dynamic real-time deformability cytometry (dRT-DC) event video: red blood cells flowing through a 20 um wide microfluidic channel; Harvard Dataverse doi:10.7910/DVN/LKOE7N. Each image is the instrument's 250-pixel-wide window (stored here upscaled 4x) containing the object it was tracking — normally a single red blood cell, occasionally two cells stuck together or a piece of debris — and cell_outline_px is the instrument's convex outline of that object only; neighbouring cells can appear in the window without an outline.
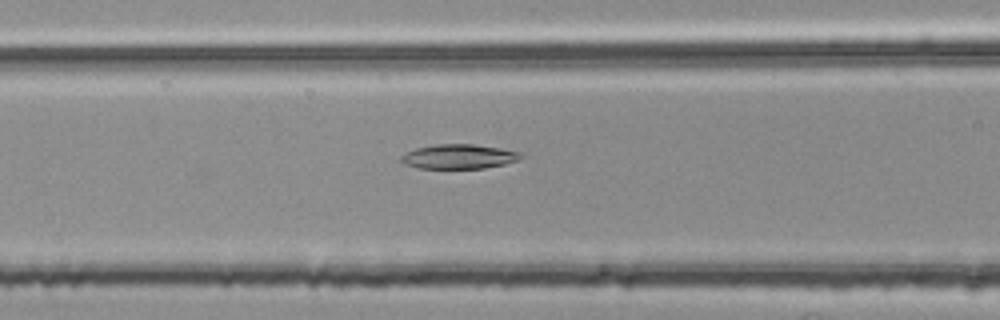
{"species": "common noctule bat (a hibernating species)", "species_latin": "Nyctalus noctula", "temperature_condition": "room temperature", "stored_images_in_passage": 38, "camera_frame_rate_fps": 3000, "um_per_image_px": 0.085, "animal": {"sex": "female", "body_mass_g": 25.1}, "frame": {"image": 1, "passage_image": 7, "time_ms": 2.0, "image_size_px": [1000, 320], "cell_outline_px": [[524, 156], [520, 160], [504, 164], [484, 168], [416, 168], [404, 164], [400, 160], [400, 156], [416, 148], [436, 144], [472, 144], [500, 148], [520, 152]], "centroid_in_image_um": [39.01, 13.31], "position_along_channel_um": 127.6, "area_um2": 17.11}}
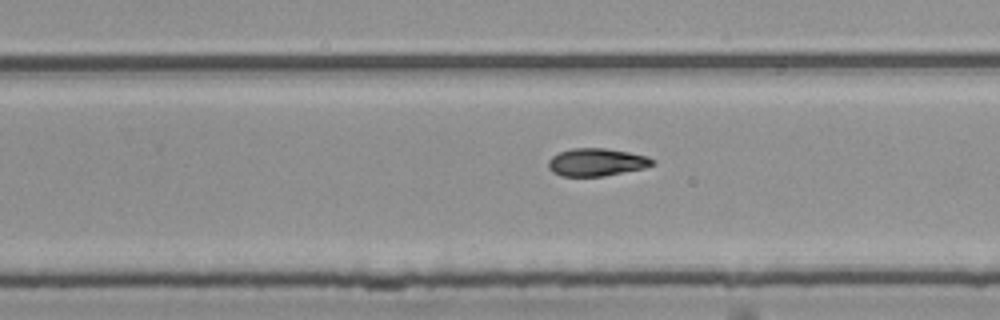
{"frame": {"image": 2, "passage_image": 19, "time_ms": 6.0, "image_size_px": [1000, 320], "cell_outline_px": [[656, 164], [644, 168], [604, 176], [560, 176], [552, 172], [548, 168], [548, 160], [552, 156], [560, 152], [572, 148], [604, 148], [628, 152], [648, 156], [656, 160]], "centroid_in_image_um": [50.72, 13.79], "position_along_channel_um": 279.1, "area_um2": 16.94}}
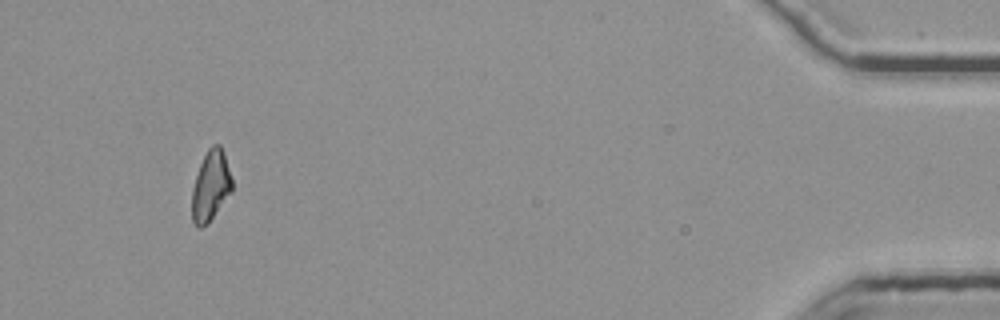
{"frame": {"image": 3, "passage_image": 36, "time_ms": 11.667, "image_size_px": [1000, 320], "cell_outline_px": [[232, 192], [208, 224], [200, 228], [196, 228], [192, 220], [192, 188], [200, 164], [208, 148], [212, 144], [220, 144], [224, 152], [232, 180]], "centroid_in_image_um": [17.91, 15.82], "position_along_channel_um": 417.3, "area_um2": 16.59}, "authors_computed_cell_mechanics": {"area_um2": 16.7331, "velocity_mm_per_s": 3.7929, "shape_relaxation_time_tau1_ms": 10.5944, "shape_relaxation_time_tau2_ms": null, "deformation_change_tau1": 0.2193, "deformation_change_tau2": null}}